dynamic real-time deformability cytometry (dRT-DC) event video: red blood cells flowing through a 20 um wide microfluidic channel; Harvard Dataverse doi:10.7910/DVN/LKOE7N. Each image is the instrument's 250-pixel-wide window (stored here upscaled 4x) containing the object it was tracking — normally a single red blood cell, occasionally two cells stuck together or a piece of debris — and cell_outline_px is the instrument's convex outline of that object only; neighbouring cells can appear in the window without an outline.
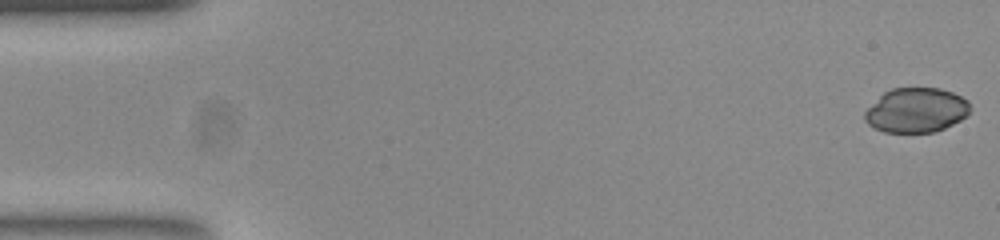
{"species": "common noctule bat (a hibernating species)", "species_latin": "Nyctalus noctula", "temperature_condition": "room temperature", "stored_images_in_passage": 54, "camera_frame_rate_fps": 3000, "um_per_image_px": 0.085, "animal": {"sex": "female", "body_mass_g": 23.0, "forearm_length_mm": 53.4}, "frame": {"image": 1, "passage_image": 1, "time_ms": 0.0, "image_size_px": [1000, 240], "cell_outline_px": [[972, 108], [960, 120], [944, 128], [932, 132], [884, 132], [868, 124], [864, 120], [864, 112], [884, 92], [892, 88], [940, 88], [952, 92], [968, 100]], "centroid_in_image_um": [77.88, 9.36], "position_along_channel_um": 7.1, "area_um2": 27.22}}
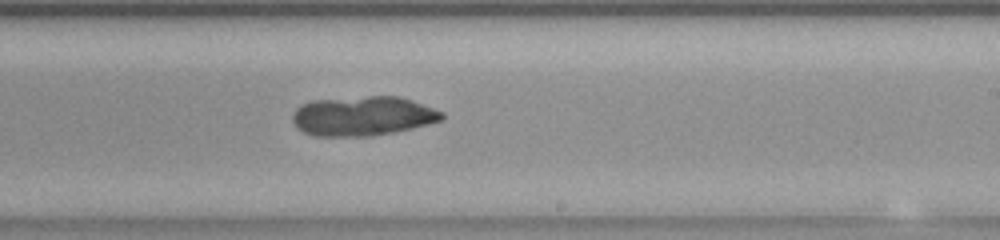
{"frame": {"image": 2, "passage_image": 32, "time_ms": 10.333, "image_size_px": [1000, 240], "cell_outline_px": [[444, 120], [412, 128], [372, 136], [316, 136], [304, 132], [296, 128], [292, 120], [292, 112], [300, 104], [312, 100], [368, 96], [400, 96], [412, 100], [444, 112]], "centroid_in_image_um": [30.82, 9.85], "position_along_channel_um": 258.2, "area_um2": 34.62}}
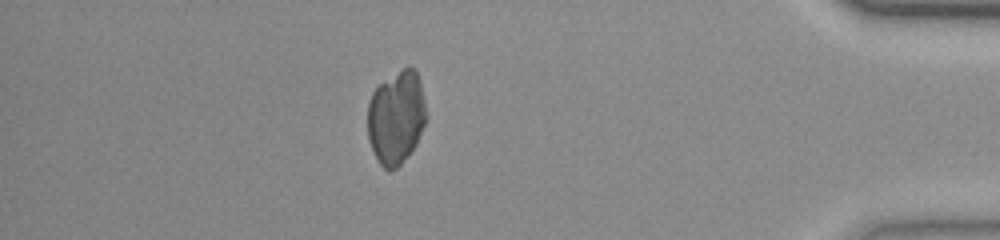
{"frame": {"image": 3, "passage_image": 47, "time_ms": 15.333, "image_size_px": [1000, 240], "cell_outline_px": [[424, 124], [416, 144], [408, 156], [396, 168], [388, 172], [380, 164], [372, 148], [368, 136], [368, 100], [372, 92], [380, 84], [408, 64], [416, 68], [420, 80], [424, 100]], "centroid_in_image_um": [33.67, 9.96], "position_along_channel_um": 401.5, "area_um2": 31.73}}